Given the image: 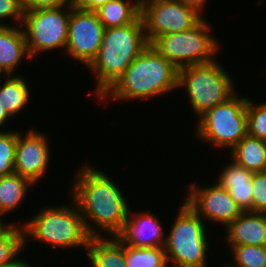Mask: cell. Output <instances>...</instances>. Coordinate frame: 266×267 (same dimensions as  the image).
<instances>
[{
	"label": "cell",
	"instance_id": "cell-18",
	"mask_svg": "<svg viewBox=\"0 0 266 267\" xmlns=\"http://www.w3.org/2000/svg\"><path fill=\"white\" fill-rule=\"evenodd\" d=\"M86 255L92 267H126L125 245L116 237H91Z\"/></svg>",
	"mask_w": 266,
	"mask_h": 267
},
{
	"label": "cell",
	"instance_id": "cell-28",
	"mask_svg": "<svg viewBox=\"0 0 266 267\" xmlns=\"http://www.w3.org/2000/svg\"><path fill=\"white\" fill-rule=\"evenodd\" d=\"M253 212L266 213V171L253 174Z\"/></svg>",
	"mask_w": 266,
	"mask_h": 267
},
{
	"label": "cell",
	"instance_id": "cell-21",
	"mask_svg": "<svg viewBox=\"0 0 266 267\" xmlns=\"http://www.w3.org/2000/svg\"><path fill=\"white\" fill-rule=\"evenodd\" d=\"M5 80L0 84V102L11 116L20 114L29 104L30 88L20 75H4Z\"/></svg>",
	"mask_w": 266,
	"mask_h": 267
},
{
	"label": "cell",
	"instance_id": "cell-10",
	"mask_svg": "<svg viewBox=\"0 0 266 267\" xmlns=\"http://www.w3.org/2000/svg\"><path fill=\"white\" fill-rule=\"evenodd\" d=\"M201 15L195 9L174 0L141 2V17L149 44L160 36L194 27L203 18Z\"/></svg>",
	"mask_w": 266,
	"mask_h": 267
},
{
	"label": "cell",
	"instance_id": "cell-20",
	"mask_svg": "<svg viewBox=\"0 0 266 267\" xmlns=\"http://www.w3.org/2000/svg\"><path fill=\"white\" fill-rule=\"evenodd\" d=\"M230 156L231 160L253 173L266 171V140L247 134L230 151Z\"/></svg>",
	"mask_w": 266,
	"mask_h": 267
},
{
	"label": "cell",
	"instance_id": "cell-4",
	"mask_svg": "<svg viewBox=\"0 0 266 267\" xmlns=\"http://www.w3.org/2000/svg\"><path fill=\"white\" fill-rule=\"evenodd\" d=\"M69 198V206H46L23 223L24 246L28 245L27 240H38L54 248L88 247L91 236L76 202L70 195Z\"/></svg>",
	"mask_w": 266,
	"mask_h": 267
},
{
	"label": "cell",
	"instance_id": "cell-19",
	"mask_svg": "<svg viewBox=\"0 0 266 267\" xmlns=\"http://www.w3.org/2000/svg\"><path fill=\"white\" fill-rule=\"evenodd\" d=\"M96 13L104 28L129 25L141 16L139 0H112L101 6Z\"/></svg>",
	"mask_w": 266,
	"mask_h": 267
},
{
	"label": "cell",
	"instance_id": "cell-7",
	"mask_svg": "<svg viewBox=\"0 0 266 267\" xmlns=\"http://www.w3.org/2000/svg\"><path fill=\"white\" fill-rule=\"evenodd\" d=\"M203 17L194 27L183 32L156 38L151 45L176 68L205 64L219 54L218 39L210 33L211 24Z\"/></svg>",
	"mask_w": 266,
	"mask_h": 267
},
{
	"label": "cell",
	"instance_id": "cell-13",
	"mask_svg": "<svg viewBox=\"0 0 266 267\" xmlns=\"http://www.w3.org/2000/svg\"><path fill=\"white\" fill-rule=\"evenodd\" d=\"M28 130L25 136L17 131L14 172L37 184L47 174L51 148L46 134Z\"/></svg>",
	"mask_w": 266,
	"mask_h": 267
},
{
	"label": "cell",
	"instance_id": "cell-15",
	"mask_svg": "<svg viewBox=\"0 0 266 267\" xmlns=\"http://www.w3.org/2000/svg\"><path fill=\"white\" fill-rule=\"evenodd\" d=\"M224 228L228 246H266V213L243 212Z\"/></svg>",
	"mask_w": 266,
	"mask_h": 267
},
{
	"label": "cell",
	"instance_id": "cell-9",
	"mask_svg": "<svg viewBox=\"0 0 266 267\" xmlns=\"http://www.w3.org/2000/svg\"><path fill=\"white\" fill-rule=\"evenodd\" d=\"M69 17L70 7L24 11L21 27L31 60L42 51H65Z\"/></svg>",
	"mask_w": 266,
	"mask_h": 267
},
{
	"label": "cell",
	"instance_id": "cell-1",
	"mask_svg": "<svg viewBox=\"0 0 266 267\" xmlns=\"http://www.w3.org/2000/svg\"><path fill=\"white\" fill-rule=\"evenodd\" d=\"M82 165L75 171L69 195L76 202L91 237L116 236L130 210L126 197L108 174L94 166Z\"/></svg>",
	"mask_w": 266,
	"mask_h": 267
},
{
	"label": "cell",
	"instance_id": "cell-3",
	"mask_svg": "<svg viewBox=\"0 0 266 267\" xmlns=\"http://www.w3.org/2000/svg\"><path fill=\"white\" fill-rule=\"evenodd\" d=\"M148 45L141 16L129 25L104 30L99 52L87 67L97 79L95 99L114 84Z\"/></svg>",
	"mask_w": 266,
	"mask_h": 267
},
{
	"label": "cell",
	"instance_id": "cell-26",
	"mask_svg": "<svg viewBox=\"0 0 266 267\" xmlns=\"http://www.w3.org/2000/svg\"><path fill=\"white\" fill-rule=\"evenodd\" d=\"M17 131L0 130V178L14 173Z\"/></svg>",
	"mask_w": 266,
	"mask_h": 267
},
{
	"label": "cell",
	"instance_id": "cell-6",
	"mask_svg": "<svg viewBox=\"0 0 266 267\" xmlns=\"http://www.w3.org/2000/svg\"><path fill=\"white\" fill-rule=\"evenodd\" d=\"M178 212L164 246L169 267H208L204 221L185 200Z\"/></svg>",
	"mask_w": 266,
	"mask_h": 267
},
{
	"label": "cell",
	"instance_id": "cell-30",
	"mask_svg": "<svg viewBox=\"0 0 266 267\" xmlns=\"http://www.w3.org/2000/svg\"><path fill=\"white\" fill-rule=\"evenodd\" d=\"M73 5L74 0H22L23 11L70 7Z\"/></svg>",
	"mask_w": 266,
	"mask_h": 267
},
{
	"label": "cell",
	"instance_id": "cell-33",
	"mask_svg": "<svg viewBox=\"0 0 266 267\" xmlns=\"http://www.w3.org/2000/svg\"><path fill=\"white\" fill-rule=\"evenodd\" d=\"M2 267H31V264L29 262L27 263V261L23 260V258L18 259L17 257L15 260L3 265Z\"/></svg>",
	"mask_w": 266,
	"mask_h": 267
},
{
	"label": "cell",
	"instance_id": "cell-36",
	"mask_svg": "<svg viewBox=\"0 0 266 267\" xmlns=\"http://www.w3.org/2000/svg\"><path fill=\"white\" fill-rule=\"evenodd\" d=\"M2 74H3V73H2L1 70H0V80H1Z\"/></svg>",
	"mask_w": 266,
	"mask_h": 267
},
{
	"label": "cell",
	"instance_id": "cell-12",
	"mask_svg": "<svg viewBox=\"0 0 266 267\" xmlns=\"http://www.w3.org/2000/svg\"><path fill=\"white\" fill-rule=\"evenodd\" d=\"M186 195V203L205 223L213 221L226 227L243 213L229 192L218 183L204 187L191 183Z\"/></svg>",
	"mask_w": 266,
	"mask_h": 267
},
{
	"label": "cell",
	"instance_id": "cell-22",
	"mask_svg": "<svg viewBox=\"0 0 266 267\" xmlns=\"http://www.w3.org/2000/svg\"><path fill=\"white\" fill-rule=\"evenodd\" d=\"M34 185L31 181L12 173L0 178V216L13 212L25 200L29 187Z\"/></svg>",
	"mask_w": 266,
	"mask_h": 267
},
{
	"label": "cell",
	"instance_id": "cell-23",
	"mask_svg": "<svg viewBox=\"0 0 266 267\" xmlns=\"http://www.w3.org/2000/svg\"><path fill=\"white\" fill-rule=\"evenodd\" d=\"M126 267H169L164 247L134 248L125 245Z\"/></svg>",
	"mask_w": 266,
	"mask_h": 267
},
{
	"label": "cell",
	"instance_id": "cell-32",
	"mask_svg": "<svg viewBox=\"0 0 266 267\" xmlns=\"http://www.w3.org/2000/svg\"><path fill=\"white\" fill-rule=\"evenodd\" d=\"M178 3H181L182 5L189 6L193 9H195L198 13H203L207 4L208 0H174ZM204 9V10H203Z\"/></svg>",
	"mask_w": 266,
	"mask_h": 267
},
{
	"label": "cell",
	"instance_id": "cell-31",
	"mask_svg": "<svg viewBox=\"0 0 266 267\" xmlns=\"http://www.w3.org/2000/svg\"><path fill=\"white\" fill-rule=\"evenodd\" d=\"M109 1L112 0H74V6L83 10L96 11Z\"/></svg>",
	"mask_w": 266,
	"mask_h": 267
},
{
	"label": "cell",
	"instance_id": "cell-11",
	"mask_svg": "<svg viewBox=\"0 0 266 267\" xmlns=\"http://www.w3.org/2000/svg\"><path fill=\"white\" fill-rule=\"evenodd\" d=\"M104 30L96 11L70 6L66 54L88 67L99 52Z\"/></svg>",
	"mask_w": 266,
	"mask_h": 267
},
{
	"label": "cell",
	"instance_id": "cell-27",
	"mask_svg": "<svg viewBox=\"0 0 266 267\" xmlns=\"http://www.w3.org/2000/svg\"><path fill=\"white\" fill-rule=\"evenodd\" d=\"M251 100L246 103L248 135L266 140V101L254 105Z\"/></svg>",
	"mask_w": 266,
	"mask_h": 267
},
{
	"label": "cell",
	"instance_id": "cell-14",
	"mask_svg": "<svg viewBox=\"0 0 266 267\" xmlns=\"http://www.w3.org/2000/svg\"><path fill=\"white\" fill-rule=\"evenodd\" d=\"M147 212H131L116 237L126 246L134 248L164 247L166 236L157 215ZM133 213V214H132Z\"/></svg>",
	"mask_w": 266,
	"mask_h": 267
},
{
	"label": "cell",
	"instance_id": "cell-8",
	"mask_svg": "<svg viewBox=\"0 0 266 267\" xmlns=\"http://www.w3.org/2000/svg\"><path fill=\"white\" fill-rule=\"evenodd\" d=\"M247 99L236 93L201 115L194 130L197 138L231 151L248 134Z\"/></svg>",
	"mask_w": 266,
	"mask_h": 267
},
{
	"label": "cell",
	"instance_id": "cell-17",
	"mask_svg": "<svg viewBox=\"0 0 266 267\" xmlns=\"http://www.w3.org/2000/svg\"><path fill=\"white\" fill-rule=\"evenodd\" d=\"M31 59L21 25L0 27V70L3 75H16L23 59Z\"/></svg>",
	"mask_w": 266,
	"mask_h": 267
},
{
	"label": "cell",
	"instance_id": "cell-24",
	"mask_svg": "<svg viewBox=\"0 0 266 267\" xmlns=\"http://www.w3.org/2000/svg\"><path fill=\"white\" fill-rule=\"evenodd\" d=\"M24 246V230L21 225H14L0 238V267L15 260Z\"/></svg>",
	"mask_w": 266,
	"mask_h": 267
},
{
	"label": "cell",
	"instance_id": "cell-29",
	"mask_svg": "<svg viewBox=\"0 0 266 267\" xmlns=\"http://www.w3.org/2000/svg\"><path fill=\"white\" fill-rule=\"evenodd\" d=\"M23 13L22 0H0V27L12 26L5 24V19L12 20L16 26L21 25Z\"/></svg>",
	"mask_w": 266,
	"mask_h": 267
},
{
	"label": "cell",
	"instance_id": "cell-5",
	"mask_svg": "<svg viewBox=\"0 0 266 267\" xmlns=\"http://www.w3.org/2000/svg\"><path fill=\"white\" fill-rule=\"evenodd\" d=\"M215 59L178 69V88H186L188 100L197 117L236 94L235 83Z\"/></svg>",
	"mask_w": 266,
	"mask_h": 267
},
{
	"label": "cell",
	"instance_id": "cell-34",
	"mask_svg": "<svg viewBox=\"0 0 266 267\" xmlns=\"http://www.w3.org/2000/svg\"><path fill=\"white\" fill-rule=\"evenodd\" d=\"M10 115L6 112L5 108L2 106L0 102V128H3L2 126L7 124L6 120L10 119Z\"/></svg>",
	"mask_w": 266,
	"mask_h": 267
},
{
	"label": "cell",
	"instance_id": "cell-16",
	"mask_svg": "<svg viewBox=\"0 0 266 267\" xmlns=\"http://www.w3.org/2000/svg\"><path fill=\"white\" fill-rule=\"evenodd\" d=\"M224 167L217 183L225 188L243 212H253V172L232 160Z\"/></svg>",
	"mask_w": 266,
	"mask_h": 267
},
{
	"label": "cell",
	"instance_id": "cell-2",
	"mask_svg": "<svg viewBox=\"0 0 266 267\" xmlns=\"http://www.w3.org/2000/svg\"><path fill=\"white\" fill-rule=\"evenodd\" d=\"M176 88L178 68L149 44L97 100H146L168 94Z\"/></svg>",
	"mask_w": 266,
	"mask_h": 267
},
{
	"label": "cell",
	"instance_id": "cell-35",
	"mask_svg": "<svg viewBox=\"0 0 266 267\" xmlns=\"http://www.w3.org/2000/svg\"><path fill=\"white\" fill-rule=\"evenodd\" d=\"M3 221L4 220H2L0 216V238L14 225V222H10L7 224Z\"/></svg>",
	"mask_w": 266,
	"mask_h": 267
},
{
	"label": "cell",
	"instance_id": "cell-25",
	"mask_svg": "<svg viewBox=\"0 0 266 267\" xmlns=\"http://www.w3.org/2000/svg\"><path fill=\"white\" fill-rule=\"evenodd\" d=\"M234 258L235 265L225 264V267H266V246L242 245L228 246Z\"/></svg>",
	"mask_w": 266,
	"mask_h": 267
}]
</instances>
